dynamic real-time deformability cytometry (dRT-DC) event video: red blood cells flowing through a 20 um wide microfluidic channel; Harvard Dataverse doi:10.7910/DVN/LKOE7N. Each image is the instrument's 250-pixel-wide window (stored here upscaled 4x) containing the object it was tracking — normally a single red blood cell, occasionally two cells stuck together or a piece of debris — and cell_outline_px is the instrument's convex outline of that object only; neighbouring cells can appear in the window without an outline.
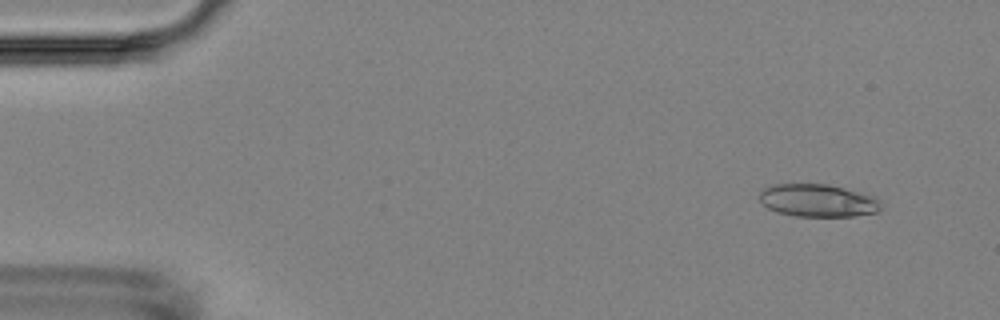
{"species": "Egyptian fruit bat (a non-hibernating species)", "species_latin": "Rousettus aegyptiacus", "temperature_condition": "room temperature", "stored_images_in_passage": 5, "camera_frame_rate_fps": 3000, "um_per_image_px": 0.085, "animal": {"sex": "female"}, "frame": {"image": 1, "passage_image": 2, "time_ms": 1.0, "image_size_px": [1000, 320], "cell_outline_px": [[884, 200], [880, 208], [876, 212], [852, 216], [796, 216], [776, 212], [768, 208], [760, 200], [760, 192], [764, 188], [772, 184], [828, 184], [876, 196]], "centroid_in_image_um": [69.55, 17.04], "position_along_channel_um": 15.4, "area_um2": 23.29}}
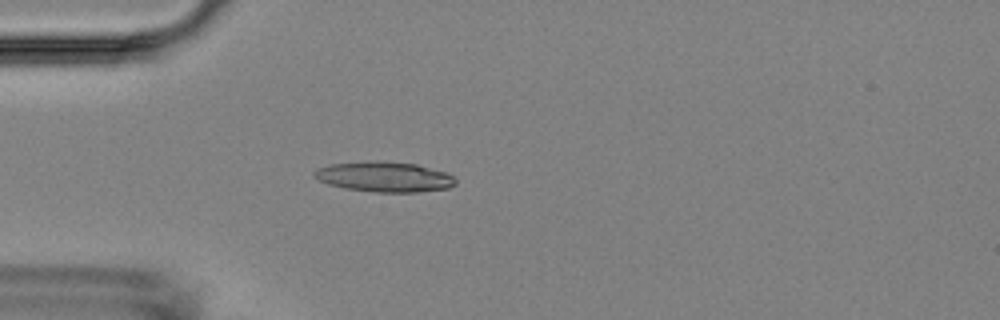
{"frame": {"image": 2, "passage_image": 5, "time_ms": 4.667, "image_size_px": [1000, 320], "cell_outline_px": [[456, 184], [448, 188], [420, 192], [376, 192], [344, 188], [328, 184], [312, 176], [312, 172], [316, 168], [328, 164], [416, 164], [444, 172], [452, 176], [456, 180]], "centroid_in_image_um": [32.67, 15.09], "position_along_channel_um": 52.3, "area_um2": 23.7}}